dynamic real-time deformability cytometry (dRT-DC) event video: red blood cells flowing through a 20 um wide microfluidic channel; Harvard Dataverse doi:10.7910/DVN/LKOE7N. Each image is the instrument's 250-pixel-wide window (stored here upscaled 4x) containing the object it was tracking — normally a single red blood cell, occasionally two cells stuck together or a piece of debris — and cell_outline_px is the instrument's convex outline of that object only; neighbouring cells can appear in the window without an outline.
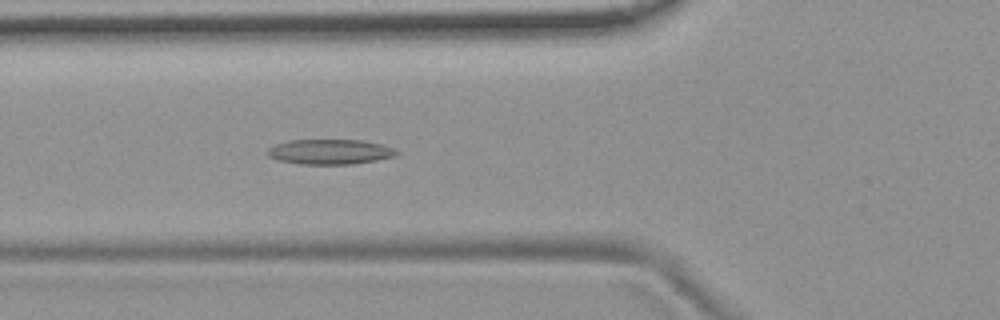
{"species": "common noctule bat (a hibernating species)", "species_latin": "Nyctalus noctula", "temperature_condition": "room temperature", "stored_images_in_passage": 54, "camera_frame_rate_fps": 3000, "um_per_image_px": 0.085, "animal": {"sex": "female", "body_mass_g": 19.9}, "frame": {"image": 1, "passage_image": 20, "time_ms": 6.333, "image_size_px": [1000, 320], "cell_outline_px": [[400, 152], [396, 156], [376, 160], [352, 164], [300, 164], [276, 160], [268, 156], [268, 148], [276, 144], [288, 140], [360, 140], [380, 144], [392, 148]], "centroid_in_image_um": [28.02, 12.9], "position_along_channel_um": 97.8, "area_um2": 18.79}}
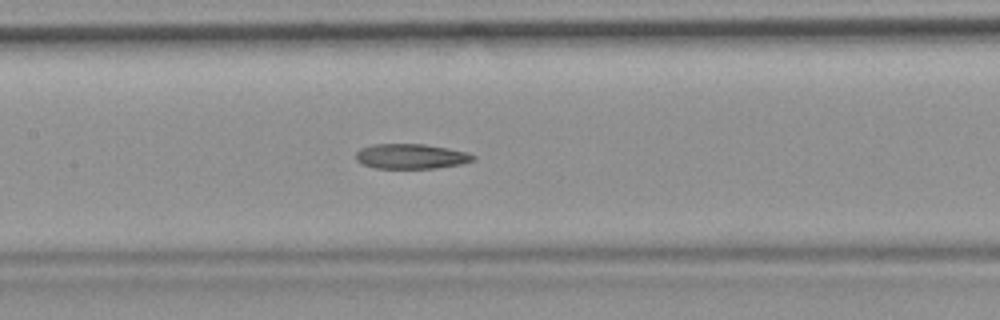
{"frame": {"image": 2, "passage_image": 26, "time_ms": 8.333, "image_size_px": [1000, 320], "cell_outline_px": [[476, 160], [464, 164], [436, 168], [376, 168], [364, 164], [356, 160], [356, 152], [360, 148], [372, 144], [424, 144], [448, 148], [468, 152], [476, 156]], "centroid_in_image_um": [34.99, 13.28], "position_along_channel_um": 172.4, "area_um2": 17.22}}
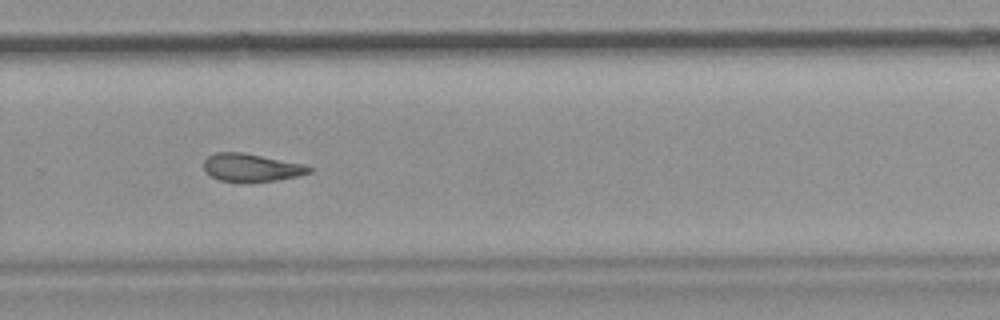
{"frame": {"image": 3, "passage_image": 37, "time_ms": 12.0, "image_size_px": [1000, 320], "cell_outline_px": [[312, 172], [296, 176], [276, 180], [220, 180], [212, 176], [204, 168], [204, 160], [208, 156], [216, 152], [240, 152], [304, 164], [312, 168]], "centroid_in_image_um": [21.37, 14.21], "position_along_channel_um": 308.4, "area_um2": 16.42}, "authors_computed_cell_mechanics": {"area_um2": 18.3804, "velocity_mm_per_s": 3.7213, "shape_relaxation_time_tau1_ms": null, "shape_relaxation_time_tau2_ms": 7.2867, "deformation_change_tau1": null, "deformation_change_tau2": 0.1671}}